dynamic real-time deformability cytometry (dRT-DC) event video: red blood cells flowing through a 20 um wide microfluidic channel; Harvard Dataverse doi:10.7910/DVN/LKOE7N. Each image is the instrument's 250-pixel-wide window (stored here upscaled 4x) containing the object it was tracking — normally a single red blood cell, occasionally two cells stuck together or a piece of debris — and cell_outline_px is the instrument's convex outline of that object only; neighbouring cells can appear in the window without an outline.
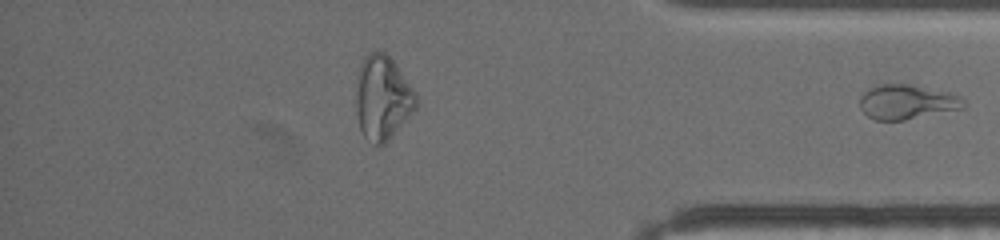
{"species": "common noctule bat (a hibernating species)", "species_latin": "Nyctalus noctula", "temperature_condition": "warm", "stored_images_in_passage": 41, "segment_of_instrument_passage": [2, 2], "camera_frame_rate_fps": 3000, "um_per_image_px": 0.085, "animal": {"sex": "female", "body_mass_g": 19.5, "forearm_length_mm": 54.1}, "frame": {"image": 1, "passage_image": 41, "time_ms": 12.333, "image_size_px": [1000, 240], "cell_outline_px": [[968, 104], [964, 108], [904, 120], [876, 120], [868, 116], [860, 108], [860, 96], [864, 92], [880, 84], [912, 84], [948, 92], [964, 96]], "centroid_in_image_um": [77.16, 8.66], "position_along_channel_um": 358.0, "area_um2": 21.1}}